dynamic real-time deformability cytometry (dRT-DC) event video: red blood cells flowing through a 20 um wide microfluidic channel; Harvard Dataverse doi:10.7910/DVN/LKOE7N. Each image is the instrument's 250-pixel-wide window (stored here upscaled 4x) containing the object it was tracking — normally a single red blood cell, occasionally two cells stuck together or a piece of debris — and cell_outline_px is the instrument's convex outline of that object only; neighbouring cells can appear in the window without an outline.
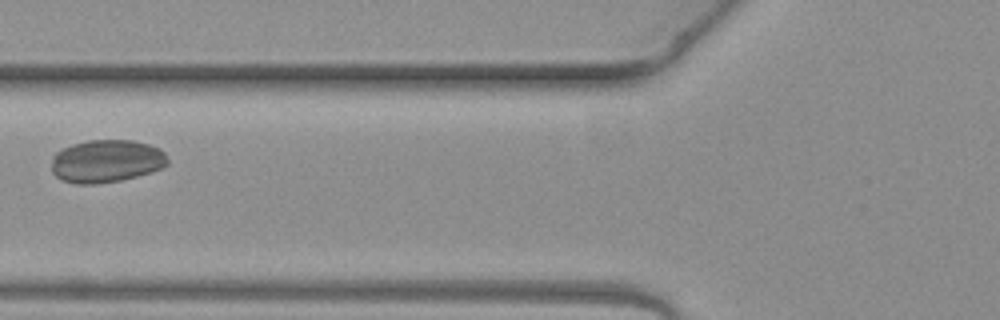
{"species": "common noctule bat (a hibernating species)", "species_latin": "Nyctalus noctula", "temperature_condition": "warm", "stored_images_in_passage": 7, "camera_frame_rate_fps": 3000, "um_per_image_px": 0.085, "animal": {"sex": "female", "body_mass_g": 19.3, "forearm_length_mm": 54.1}, "frame": {"image": 1, "passage_image": 7, "time_ms": 2.0, "image_size_px": [1000, 320], "cell_outline_px": [[168, 164], [152, 172], [120, 180], [96, 184], [76, 184], [60, 180], [52, 172], [52, 156], [56, 152], [72, 144], [88, 140], [132, 140], [148, 144], [160, 148], [164, 152], [168, 160]], "centroid_in_image_um": [9.03, 13.7], "position_along_channel_um": 116.8, "area_um2": 29.07}}